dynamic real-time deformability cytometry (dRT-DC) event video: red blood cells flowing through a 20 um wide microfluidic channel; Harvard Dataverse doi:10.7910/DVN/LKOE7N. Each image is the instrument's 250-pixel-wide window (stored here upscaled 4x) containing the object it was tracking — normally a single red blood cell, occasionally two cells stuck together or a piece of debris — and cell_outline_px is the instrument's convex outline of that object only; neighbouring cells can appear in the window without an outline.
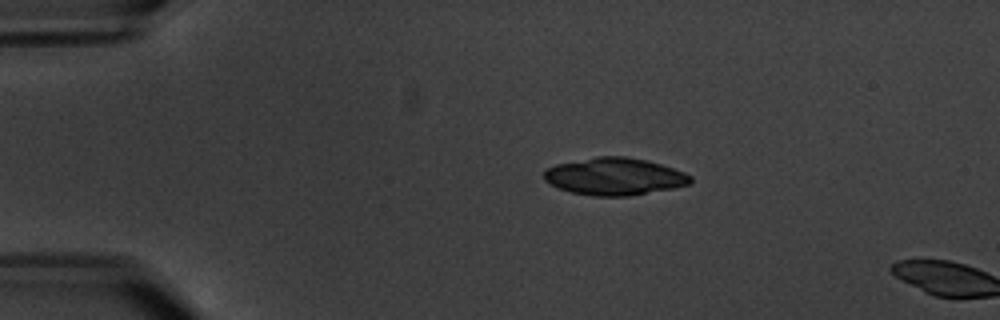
{"species": "common noctule bat (a hibernating species)", "species_latin": "Nyctalus noctula", "temperature_condition": "warm", "stored_images_in_passage": 3, "camera_frame_rate_fps": 3000, "um_per_image_px": 0.085, "animal": {"sex": "male", "body_mass_g": 20.1, "forearm_length_mm": 53.5}, "frame": {"image": 1, "passage_image": 2, "time_ms": 1.333, "image_size_px": [1000, 320], "cell_outline_px": [[692, 184], [672, 188], [628, 196], [592, 196], [572, 192], [548, 184], [544, 180], [544, 168], [556, 164], [596, 156], [624, 156], [644, 160], [660, 164], [684, 172], [692, 176]], "centroid_in_image_um": [52.2, 15.0], "position_along_channel_um": 32.8, "area_um2": 31.85}}